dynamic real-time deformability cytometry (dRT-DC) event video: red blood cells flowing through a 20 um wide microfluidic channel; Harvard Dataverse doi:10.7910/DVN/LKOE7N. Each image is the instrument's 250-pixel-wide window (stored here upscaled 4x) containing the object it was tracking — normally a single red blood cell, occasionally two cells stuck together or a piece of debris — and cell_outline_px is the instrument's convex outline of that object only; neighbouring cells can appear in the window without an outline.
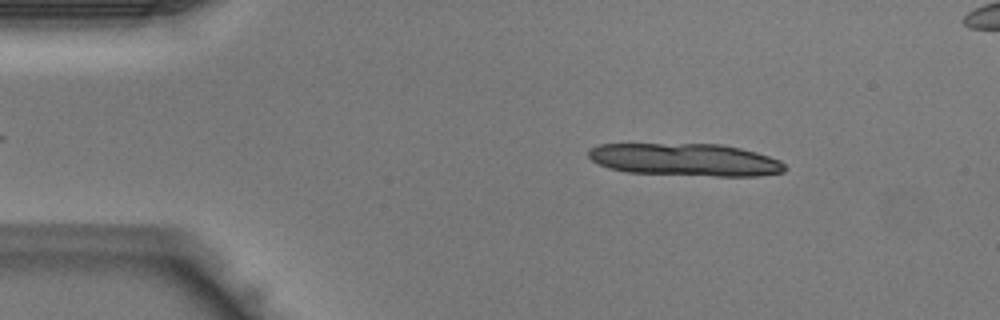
{"species": "Egyptian fruit bat (a non-hibernating species)", "species_latin": "Rousettus aegyptiacus", "temperature_condition": "warm", "stored_images_in_passage": 6, "camera_frame_rate_fps": 3000, "um_per_image_px": 0.085, "animal": {"sex": "male"}, "frame": {"image": 1, "passage_image": 1, "time_ms": 0.0, "image_size_px": [1000, 320], "cell_outline_px": [[788, 168], [784, 172], [756, 176], [716, 176], [628, 172], [608, 168], [592, 160], [588, 156], [588, 148], [600, 144], [720, 144], [740, 148], [756, 152], [780, 160]], "centroid_in_image_um": [58.26, 13.57], "position_along_channel_um": 26.7, "area_um2": 37.22}}